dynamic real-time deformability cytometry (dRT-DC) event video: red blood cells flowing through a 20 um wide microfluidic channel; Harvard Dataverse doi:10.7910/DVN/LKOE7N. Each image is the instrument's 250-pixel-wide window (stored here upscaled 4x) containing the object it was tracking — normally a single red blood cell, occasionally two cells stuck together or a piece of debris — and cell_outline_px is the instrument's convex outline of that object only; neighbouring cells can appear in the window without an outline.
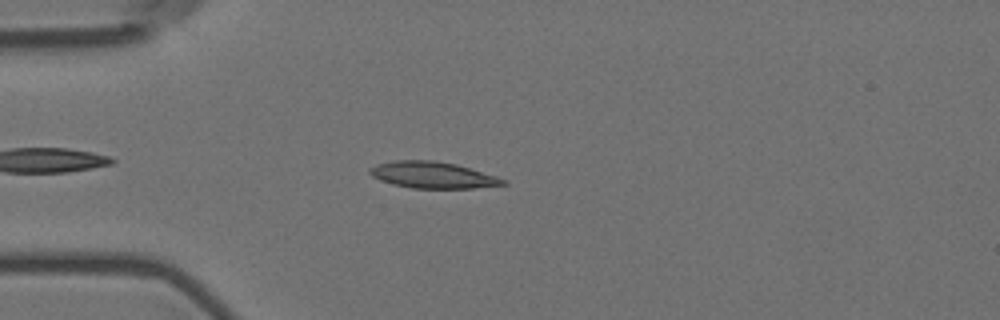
{"species": "Egyptian fruit bat (a non-hibernating species)", "species_latin": "Rousettus aegyptiacus", "temperature_condition": "room temperature", "stored_images_in_passage": 49, "camera_frame_rate_fps": 3000, "um_per_image_px": 0.085, "animal": {"sex": "female"}, "frame": {"image": 1, "passage_image": 8, "time_ms": 2.333, "image_size_px": [1000, 320], "cell_outline_px": [[508, 184], [472, 188], [412, 188], [392, 184], [380, 180], [372, 176], [368, 172], [368, 168], [376, 164], [396, 160], [432, 160], [456, 164], [496, 176], [508, 180]], "centroid_in_image_um": [36.76, 14.87], "position_along_channel_um": 48.2, "area_um2": 20.58}}
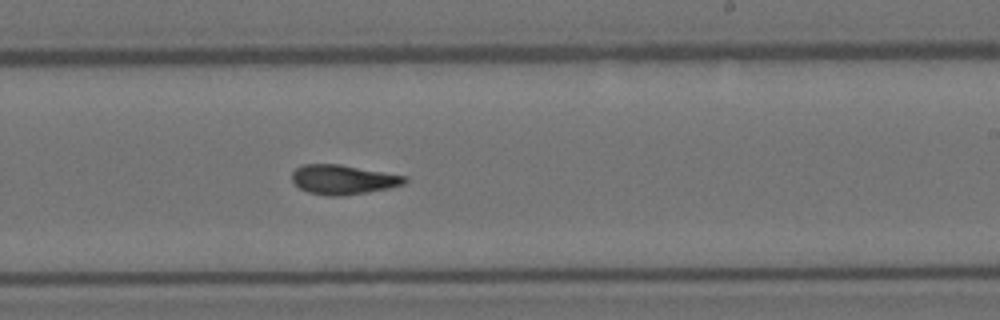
{"frame": {"image": 2, "passage_image": 27, "time_ms": 8.667, "image_size_px": [1000, 320], "cell_outline_px": [[408, 180], [404, 184], [388, 188], [344, 196], [328, 196], [308, 192], [300, 188], [292, 180], [292, 172], [296, 168], [304, 164], [340, 164], [408, 176]], "centroid_in_image_um": [29.18, 15.26], "position_along_channel_um": 259.8, "area_um2": 19.42}}
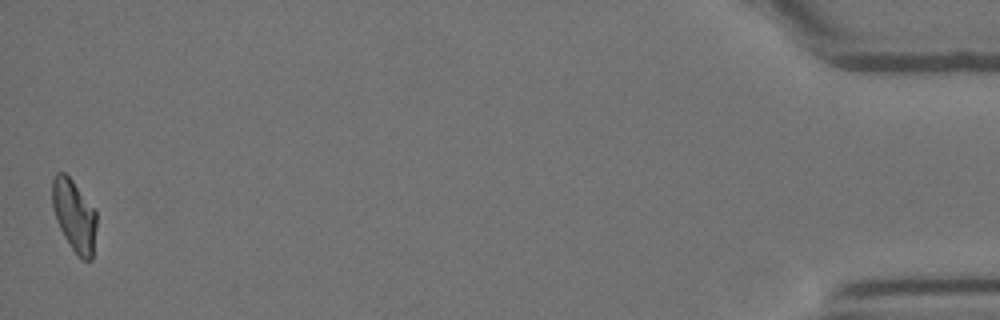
{"frame": {"image": 3, "passage_image": 49, "time_ms": 16.0, "image_size_px": [1000, 320], "cell_outline_px": [[96, 228], [92, 260], [84, 260], [72, 248], [64, 236], [56, 220], [52, 208], [52, 180], [56, 172], [64, 172], [72, 180], [96, 212]], "centroid_in_image_um": [6.29, 18.31], "position_along_channel_um": 428.9, "area_um2": 18.26}, "authors_computed_cell_mechanics": {"area_um2": 19.2474, "velocity_mm_per_s": 3.5693, "shape_relaxation_time_tau1_ms": 7.7075, "shape_relaxation_time_tau2_ms": 3.2762, "deformation_change_tau1": 0.2031, "deformation_change_tau2": 0.1033}}